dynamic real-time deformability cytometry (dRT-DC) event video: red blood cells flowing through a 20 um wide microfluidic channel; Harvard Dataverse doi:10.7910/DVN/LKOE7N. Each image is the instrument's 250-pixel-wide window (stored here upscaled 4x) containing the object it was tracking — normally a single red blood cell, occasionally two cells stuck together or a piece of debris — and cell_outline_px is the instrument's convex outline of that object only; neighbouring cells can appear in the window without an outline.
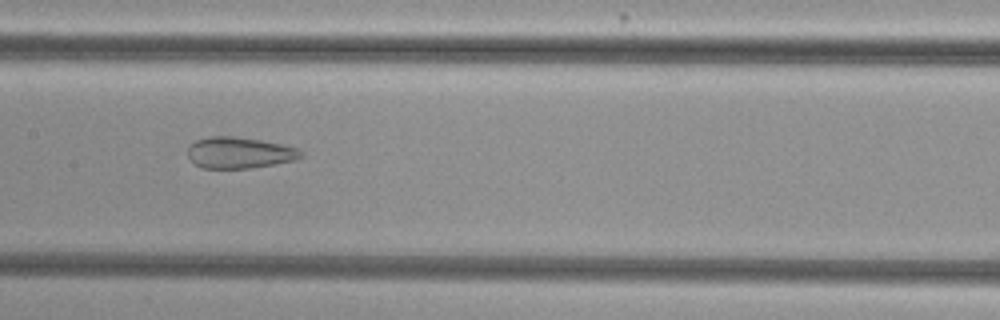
{"species": "common noctule bat (a hibernating species)", "species_latin": "Nyctalus noctula", "temperature_condition": "cold", "stored_images_in_passage": 37, "camera_frame_rate_fps": 3000, "um_per_image_px": 0.085, "animal": {"sex": "female", "body_mass_g": 29.2, "forearm_length_mm": 56.3}, "frame": {"image": 1, "passage_image": 10, "time_ms": 3.0, "image_size_px": [1000, 320], "cell_outline_px": [[304, 156], [296, 160], [252, 168], [204, 168], [196, 164], [188, 156], [188, 148], [196, 140], [208, 136], [236, 136], [260, 140], [280, 144], [296, 148], [304, 152]], "centroid_in_image_um": [20.38, 12.98], "position_along_channel_um": 187.0, "area_um2": 20.58}}
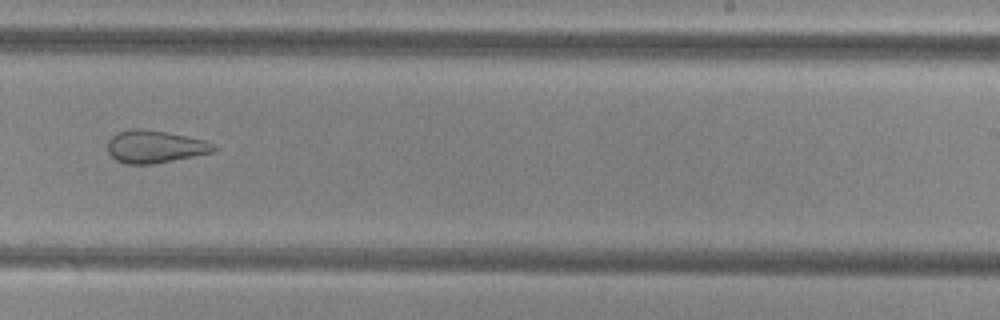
{"frame": {"image": 2, "passage_image": 17, "time_ms": 5.333, "image_size_px": [1000, 320], "cell_outline_px": [[220, 148], [212, 152], [152, 164], [128, 164], [116, 160], [108, 152], [108, 140], [116, 132], [132, 128], [140, 128], [168, 132], [204, 140]], "centroid_in_image_um": [13.14, 12.45], "position_along_channel_um": 275.9, "area_um2": 20.06}}
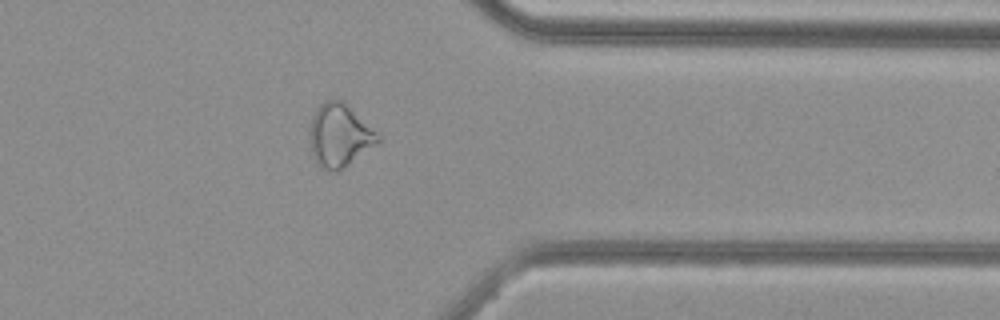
{"frame": {"image": 3, "passage_image": 26, "time_ms": 8.333, "image_size_px": [1000, 320], "cell_outline_px": [[380, 140], [344, 168], [336, 172], [320, 168], [316, 164], [312, 156], [308, 132], [312, 116], [320, 104], [324, 100], [344, 100], [380, 136]], "centroid_in_image_um": [28.8, 11.51], "position_along_channel_um": 382.6, "area_um2": 25.09}, "authors_computed_cell_mechanics": {"area_um2": 23.2934, "velocity_mm_per_s": 3.8154, "shape_relaxation_time_tau1_ms": null, "shape_relaxation_time_tau2_ms": 2.0221, "deformation_change_tau1": null, "deformation_change_tau2": 0.0986}}